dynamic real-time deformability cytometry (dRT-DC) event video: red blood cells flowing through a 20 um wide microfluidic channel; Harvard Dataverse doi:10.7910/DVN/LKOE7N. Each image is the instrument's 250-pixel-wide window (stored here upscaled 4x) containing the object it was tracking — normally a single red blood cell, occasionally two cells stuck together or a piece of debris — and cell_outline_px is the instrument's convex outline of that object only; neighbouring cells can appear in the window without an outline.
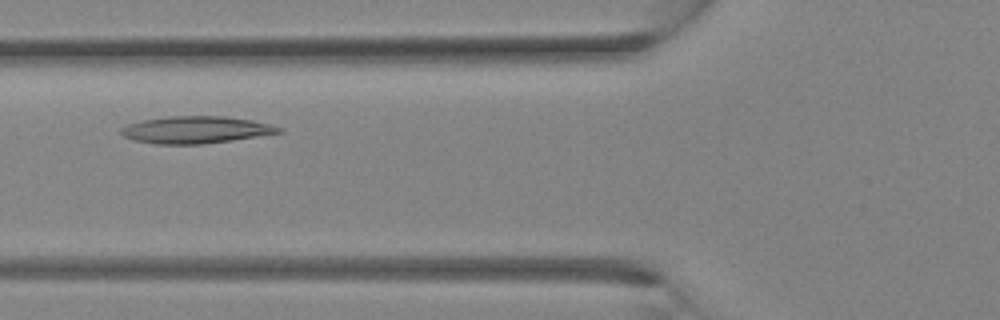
{"species": "Egyptian fruit bat (a non-hibernating species)", "species_latin": "Rousettus aegyptiacus", "temperature_condition": "room temperature", "stored_images_in_passage": 23, "camera_frame_rate_fps": 3000, "um_per_image_px": 0.085, "animal": {"sex": "female"}, "frame": {"image": 1, "passage_image": 5, "time_ms": 1.333, "image_size_px": [1000, 320], "cell_outline_px": [[284, 132], [232, 140], [204, 144], [156, 144], [136, 140], [124, 136], [120, 132], [120, 128], [128, 124], [144, 120], [168, 116], [224, 116], [252, 120], [284, 128]], "centroid_in_image_um": [16.67, 11.03], "position_along_channel_um": 109.1, "area_um2": 24.8}}
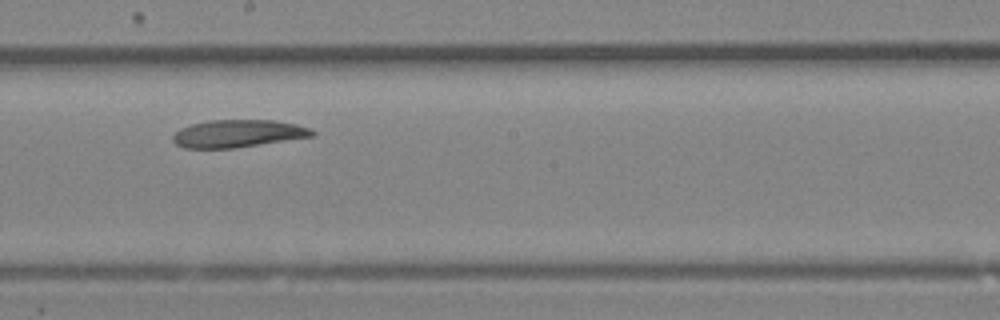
{"frame": {"image": 2, "passage_image": 11, "time_ms": 3.333, "image_size_px": [1000, 320], "cell_outline_px": [[316, 132], [312, 136], [232, 148], [184, 148], [176, 144], [172, 140], [172, 136], [180, 128], [192, 124], [208, 120], [272, 120], [296, 124], [312, 128]], "centroid_in_image_um": [20.2, 11.34], "position_along_channel_um": 228.0, "area_um2": 22.2}}
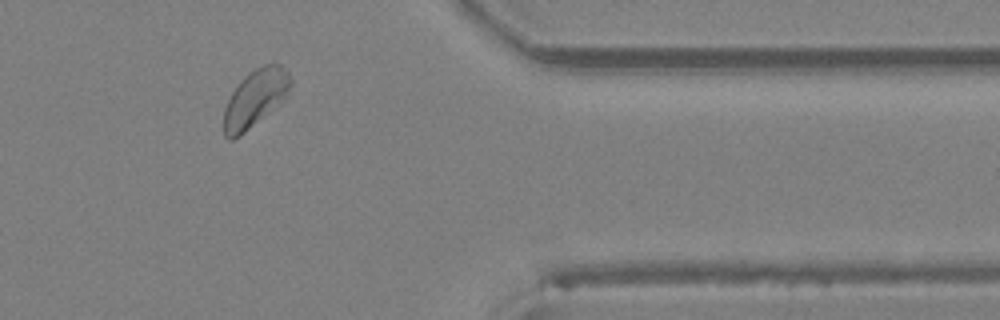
{"frame": {"image": 3, "passage_image": 20, "time_ms": 6.333, "image_size_px": [1000, 320], "cell_outline_px": [[292, 84], [288, 96], [284, 100], [240, 136], [232, 140], [228, 140], [224, 136], [224, 108], [232, 92], [240, 80], [248, 72], [264, 64], [280, 64], [288, 68], [292, 80]], "centroid_in_image_um": [21.72, 8.33], "position_along_channel_um": 389.7, "area_um2": 22.6}}